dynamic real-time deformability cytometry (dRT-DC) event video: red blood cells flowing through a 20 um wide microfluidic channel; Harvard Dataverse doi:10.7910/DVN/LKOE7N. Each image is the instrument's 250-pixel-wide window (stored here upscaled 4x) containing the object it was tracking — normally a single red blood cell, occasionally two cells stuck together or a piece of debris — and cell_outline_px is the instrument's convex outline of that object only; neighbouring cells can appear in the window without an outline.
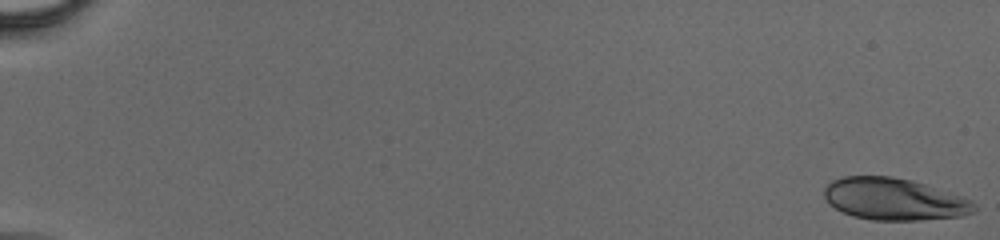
{"species": "human", "species_latin": "Homo sapiens", "temperature_condition": "cold", "stored_images_in_passage": 56, "camera_frame_rate_fps": 3000, "um_per_image_px": 0.085, "donor": {"sex": "male"}, "frame": {"image": 1, "passage_image": 1, "time_ms": 0.0, "image_size_px": [1000, 240], "cell_outline_px": [[976, 208], [972, 212], [964, 216], [920, 220], [872, 220], [852, 216], [828, 204], [824, 196], [824, 188], [832, 180], [844, 176], [892, 176], [912, 180], [964, 196], [972, 200], [976, 204]], "centroid_in_image_um": [76.02, 16.92], "position_along_channel_um": 9.0, "area_um2": 36.99}}
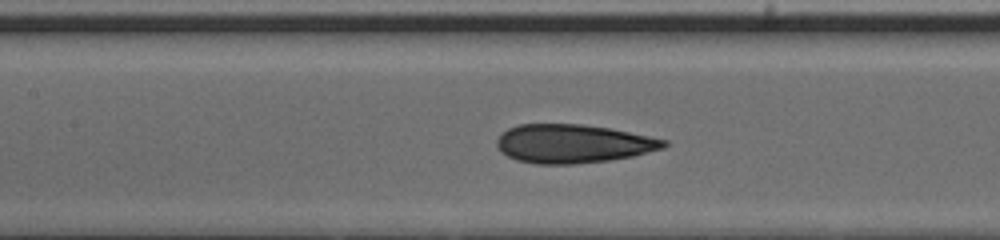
{"frame": {"image": 2, "passage_image": 29, "time_ms": 9.333, "image_size_px": [1000, 240], "cell_outline_px": [[668, 144], [664, 148], [632, 156], [612, 160], [576, 164], [536, 164], [516, 160], [500, 152], [496, 144], [496, 140], [508, 128], [520, 124], [580, 124], [612, 128], [668, 140]], "centroid_in_image_um": [48.72, 12.22], "position_along_channel_um": 158.7, "area_um2": 37.8}}
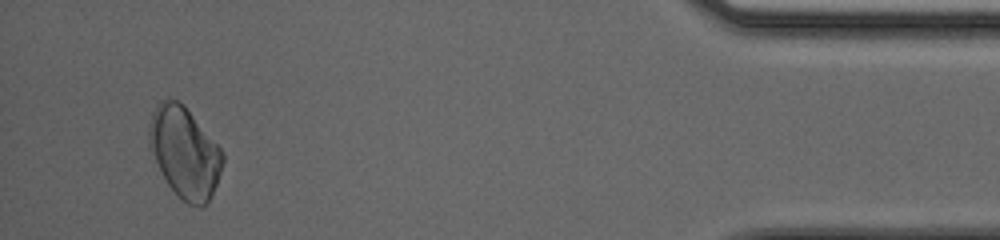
{"frame": {"image": 3, "passage_image": 54, "time_ms": 17.667, "image_size_px": [1000, 240], "cell_outline_px": [[224, 160], [216, 184], [208, 204], [200, 208], [188, 204], [168, 184], [148, 148], [148, 124], [152, 112], [156, 104], [160, 100], [168, 96], [184, 104], [224, 152]], "centroid_in_image_um": [15.67, 12.91], "position_along_channel_um": 419.5, "area_um2": 39.25}}